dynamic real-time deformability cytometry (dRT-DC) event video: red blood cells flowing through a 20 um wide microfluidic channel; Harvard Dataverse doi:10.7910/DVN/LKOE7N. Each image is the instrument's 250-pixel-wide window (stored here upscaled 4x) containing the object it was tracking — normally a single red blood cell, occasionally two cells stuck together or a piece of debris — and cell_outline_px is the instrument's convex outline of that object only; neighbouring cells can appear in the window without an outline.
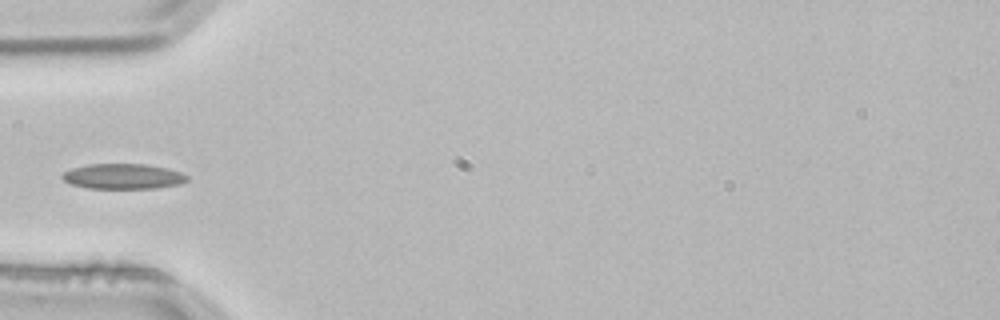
{"species": "common noctule bat (a hibernating species)", "species_latin": "Nyctalus noctula", "temperature_condition": "room temperature", "stored_images_in_passage": 4, "camera_frame_rate_fps": 3000, "um_per_image_px": 0.085, "animal": {"sex": "male", "body_mass_g": 21.5, "forearm_length_mm": 52.0}, "frame": {"image": 1, "passage_image": 4, "time_ms": 1.0, "image_size_px": [1000, 320], "cell_outline_px": [[188, 180], [180, 184], [156, 188], [88, 188], [72, 184], [64, 180], [60, 176], [64, 172], [72, 168], [88, 164], [148, 164], [168, 168], [180, 172], [188, 176]], "centroid_in_image_um": [10.48, 14.98], "position_along_channel_um": 74.5, "area_um2": 18.38}}